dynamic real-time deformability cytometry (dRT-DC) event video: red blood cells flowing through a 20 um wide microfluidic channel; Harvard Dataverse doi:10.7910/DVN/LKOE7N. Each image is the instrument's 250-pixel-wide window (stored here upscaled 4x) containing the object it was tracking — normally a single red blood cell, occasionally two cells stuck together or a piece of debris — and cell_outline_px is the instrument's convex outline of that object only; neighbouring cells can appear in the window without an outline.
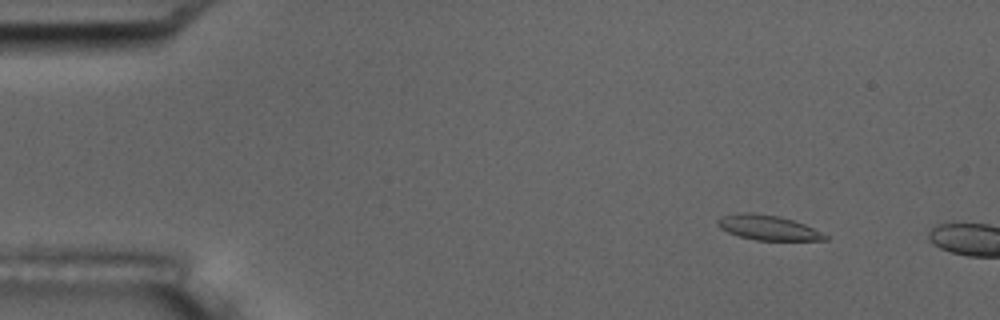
{"species": "common noctule bat (a hibernating species)", "species_latin": "Nyctalus noctula", "temperature_condition": "room temperature", "stored_images_in_passage": 3, "camera_frame_rate_fps": 3000, "um_per_image_px": 0.085, "animal": {"sex": "male", "body_mass_g": 17.5, "forearm_length_mm": 52.3}, "frame": {"image": 1, "passage_image": 2, "time_ms": 0.333, "image_size_px": [1000, 320], "cell_outline_px": [[828, 240], [756, 240], [740, 236], [728, 232], [720, 228], [716, 224], [716, 220], [724, 216], [740, 212], [752, 212], [776, 216], [792, 220], [804, 224], [828, 236]], "centroid_in_image_um": [65.24, 19.35], "position_along_channel_um": 19.8, "area_um2": 15.32}}